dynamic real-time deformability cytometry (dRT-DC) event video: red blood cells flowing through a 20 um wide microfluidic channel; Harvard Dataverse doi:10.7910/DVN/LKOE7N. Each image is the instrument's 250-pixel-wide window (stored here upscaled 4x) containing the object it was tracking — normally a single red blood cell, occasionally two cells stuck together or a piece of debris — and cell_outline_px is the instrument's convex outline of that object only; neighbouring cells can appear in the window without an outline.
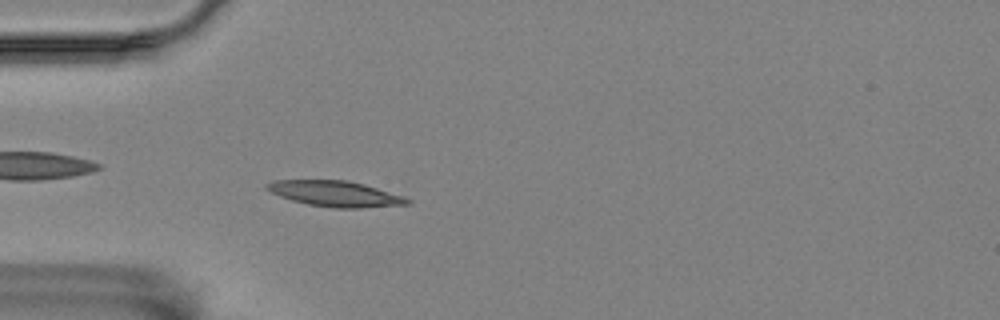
{"species": "Egyptian fruit bat (a non-hibernating species)", "species_latin": "Rousettus aegyptiacus", "temperature_condition": "room temperature", "stored_images_in_passage": 4, "camera_frame_rate_fps": 3000, "um_per_image_px": 0.085, "animal": {"sex": "female"}, "frame": {"image": 1, "passage_image": 4, "time_ms": 3.333, "image_size_px": [1000, 320], "cell_outline_px": [[412, 204], [360, 208], [332, 208], [308, 204], [292, 200], [280, 196], [264, 188], [264, 184], [272, 180], [348, 180], [364, 184], [404, 196], [412, 200]], "centroid_in_image_um": [28.52, 16.47], "position_along_channel_um": 56.5, "area_um2": 21.15}}